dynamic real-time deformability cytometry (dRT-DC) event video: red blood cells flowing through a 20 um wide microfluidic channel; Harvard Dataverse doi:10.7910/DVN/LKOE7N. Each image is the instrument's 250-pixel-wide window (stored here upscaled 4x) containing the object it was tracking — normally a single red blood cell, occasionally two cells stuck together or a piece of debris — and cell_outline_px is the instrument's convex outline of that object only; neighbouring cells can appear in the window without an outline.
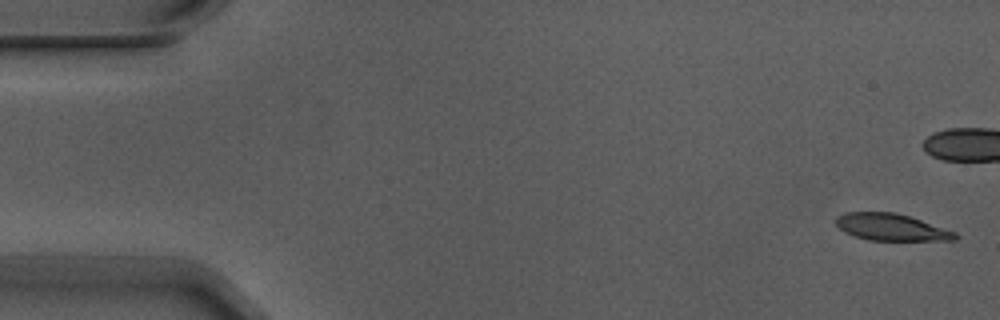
{"species": "Egyptian fruit bat (a non-hibernating species)", "species_latin": "Rousettus aegyptiacus", "temperature_condition": "warm", "stored_images_in_passage": 4, "camera_frame_rate_fps": 3000, "um_per_image_px": 0.085, "animal": {"sex": "male"}, "frame": {"image": 1, "passage_image": 1, "time_ms": 0.0, "image_size_px": [1000, 320], "cell_outline_px": [[960, 236], [956, 240], [868, 240], [844, 232], [836, 224], [836, 216], [844, 212], [896, 212], [956, 232]], "centroid_in_image_um": [75.75, 19.31], "position_along_channel_um": 9.3, "area_um2": 18.55}}